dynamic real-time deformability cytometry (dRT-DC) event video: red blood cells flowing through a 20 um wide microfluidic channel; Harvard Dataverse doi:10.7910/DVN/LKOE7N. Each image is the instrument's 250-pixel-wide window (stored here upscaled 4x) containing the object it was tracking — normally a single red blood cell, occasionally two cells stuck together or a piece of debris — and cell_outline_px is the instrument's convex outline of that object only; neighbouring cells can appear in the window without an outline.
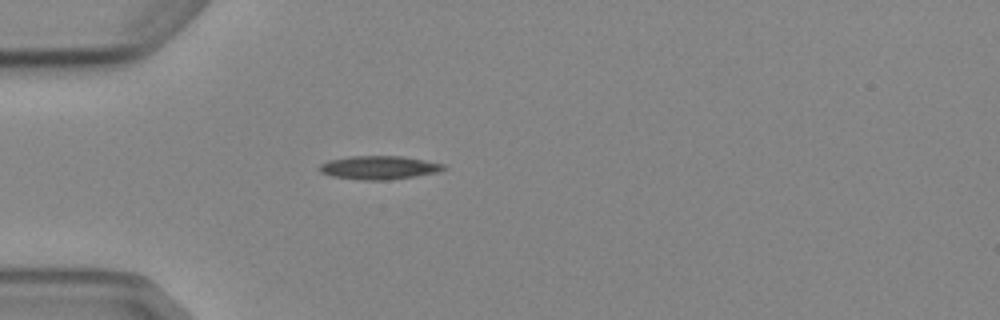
{"species": "Egyptian fruit bat (a non-hibernating species)", "species_latin": "Rousettus aegyptiacus", "temperature_condition": "cold", "stored_images_in_passage": 2, "camera_frame_rate_fps": 3000, "um_per_image_px": 0.085, "animal": {"sex": "female"}, "frame": {"image": 1, "passage_image": 2, "time_ms": 1.333, "image_size_px": [1000, 320], "cell_outline_px": [[448, 168], [440, 172], [384, 180], [364, 180], [332, 176], [320, 172], [320, 164], [328, 160], [352, 156], [400, 156], [424, 160], [444, 164]], "centroid_in_image_um": [32.23, 14.24], "position_along_channel_um": 52.8, "area_um2": 16.82}}